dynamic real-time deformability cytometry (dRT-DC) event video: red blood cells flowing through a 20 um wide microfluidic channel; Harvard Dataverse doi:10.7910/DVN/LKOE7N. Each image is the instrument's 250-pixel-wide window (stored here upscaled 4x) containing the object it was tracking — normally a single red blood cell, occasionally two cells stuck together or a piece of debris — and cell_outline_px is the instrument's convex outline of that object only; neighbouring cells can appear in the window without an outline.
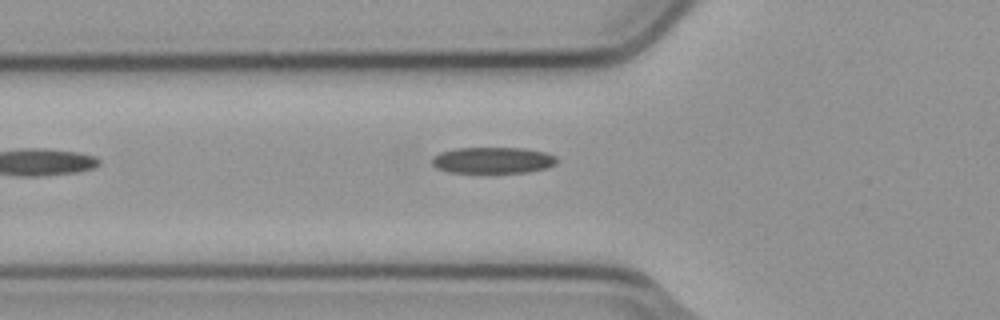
{"species": "common noctule bat (a hibernating species)", "species_latin": "Nyctalus noctula", "temperature_condition": "cold", "stored_images_in_passage": 7, "camera_frame_rate_fps": 3000, "um_per_image_px": 0.085, "animal": {"sex": "male", "body_mass_g": 23.1, "forearm_length_mm": 52.7}, "frame": {"image": 1, "passage_image": 7, "time_ms": 2.0, "image_size_px": [1000, 320], "cell_outline_px": [[556, 164], [544, 168], [528, 172], [448, 172], [436, 168], [432, 164], [432, 156], [440, 152], [456, 148], [524, 148], [544, 152], [556, 156]], "centroid_in_image_um": [41.85, 13.61], "position_along_channel_um": 83.9, "area_um2": 19.02}}